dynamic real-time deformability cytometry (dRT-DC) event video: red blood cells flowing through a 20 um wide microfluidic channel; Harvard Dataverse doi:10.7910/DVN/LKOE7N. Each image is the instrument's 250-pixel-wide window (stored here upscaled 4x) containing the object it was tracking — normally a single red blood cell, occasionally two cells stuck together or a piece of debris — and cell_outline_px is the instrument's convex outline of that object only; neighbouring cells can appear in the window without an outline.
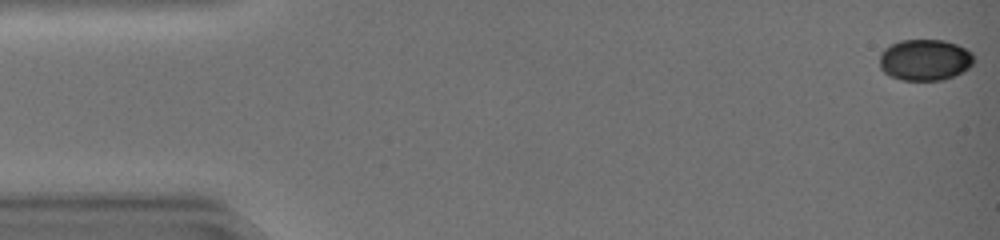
{"species": "common noctule bat (a hibernating species)", "species_latin": "Nyctalus noctula", "temperature_condition": "warm", "stored_images_in_passage": 46, "camera_frame_rate_fps": 3000, "um_per_image_px": 0.085, "animal": {"sex": "female", "body_mass_g": 19.0, "forearm_length_mm": 51.5}, "frame": {"image": 1, "passage_image": 1, "time_ms": 0.0, "image_size_px": [1000, 240], "cell_outline_px": [[976, 60], [968, 68], [944, 80], [900, 80], [888, 76], [880, 68], [880, 52], [884, 48], [900, 40], [944, 40], [956, 44], [972, 52]], "centroid_in_image_um": [78.6, 5.09], "position_along_channel_um": 6.4, "area_um2": 22.83}}
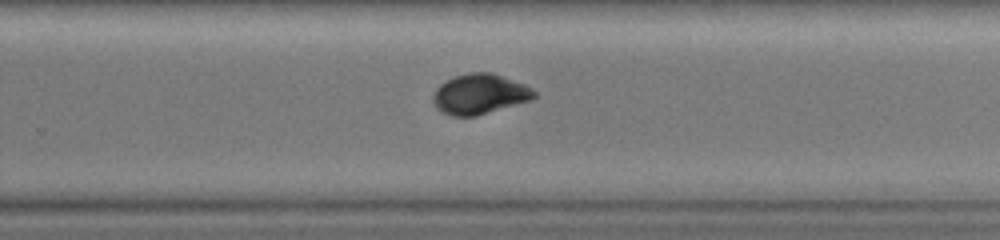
{"frame": {"image": 2, "passage_image": 31, "time_ms": 10.0, "image_size_px": [1000, 240], "cell_outline_px": [[536, 96], [528, 100], [476, 116], [452, 116], [440, 112], [432, 100], [432, 96], [436, 88], [440, 84], [456, 76], [468, 72], [492, 72], [524, 84], [532, 88], [536, 92]], "centroid_in_image_um": [40.74, 7.99], "position_along_channel_um": 289.1, "area_um2": 23.47}}
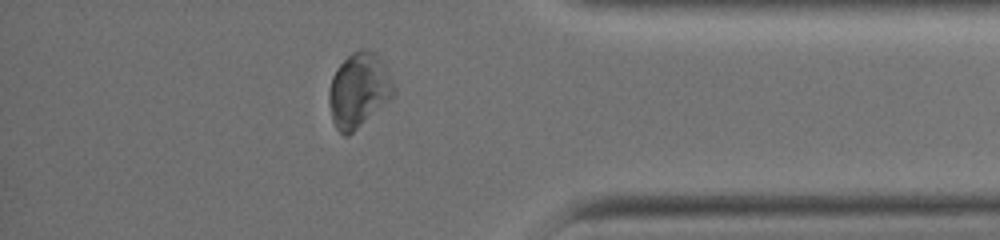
{"frame": {"image": 3, "passage_image": 40, "time_ms": 13.0, "image_size_px": [1000, 240], "cell_outline_px": [[396, 92], [388, 100], [348, 136], [344, 136], [336, 128], [332, 120], [328, 100], [328, 92], [332, 76], [336, 68], [352, 52], [364, 48], [368, 48], [376, 52], [380, 56], [396, 88]], "centroid_in_image_um": [30.48, 7.63], "position_along_channel_um": 404.7, "area_um2": 28.03}, "authors_computed_cell_mechanics": {"area_um2": 24.4494, "velocity_mm_per_s": 4.2072, "shape_relaxation_time_tau1_ms": 1.8657, "shape_relaxation_time_tau2_ms": 2.6333, "deformation_change_tau1": 0.0778, "deformation_change_tau2": 0.0524}}